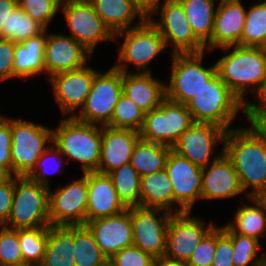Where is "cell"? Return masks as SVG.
<instances>
[{
	"mask_svg": "<svg viewBox=\"0 0 266 266\" xmlns=\"http://www.w3.org/2000/svg\"><path fill=\"white\" fill-rule=\"evenodd\" d=\"M224 154L233 163L243 191L250 186L248 197L266 191V145L250 128L230 129L223 142Z\"/></svg>",
	"mask_w": 266,
	"mask_h": 266,
	"instance_id": "cell-1",
	"label": "cell"
},
{
	"mask_svg": "<svg viewBox=\"0 0 266 266\" xmlns=\"http://www.w3.org/2000/svg\"><path fill=\"white\" fill-rule=\"evenodd\" d=\"M234 49L216 63L217 74L224 84L246 104L244 93L252 84L257 93L266 79V49L250 46H226L220 49Z\"/></svg>",
	"mask_w": 266,
	"mask_h": 266,
	"instance_id": "cell-2",
	"label": "cell"
},
{
	"mask_svg": "<svg viewBox=\"0 0 266 266\" xmlns=\"http://www.w3.org/2000/svg\"><path fill=\"white\" fill-rule=\"evenodd\" d=\"M52 130V143L62 156L79 161L82 171L97 172L101 152L102 129L67 117Z\"/></svg>",
	"mask_w": 266,
	"mask_h": 266,
	"instance_id": "cell-3",
	"label": "cell"
},
{
	"mask_svg": "<svg viewBox=\"0 0 266 266\" xmlns=\"http://www.w3.org/2000/svg\"><path fill=\"white\" fill-rule=\"evenodd\" d=\"M185 105L193 122L216 124L227 131L238 111L243 110L245 113V104L224 84L218 74Z\"/></svg>",
	"mask_w": 266,
	"mask_h": 266,
	"instance_id": "cell-4",
	"label": "cell"
},
{
	"mask_svg": "<svg viewBox=\"0 0 266 266\" xmlns=\"http://www.w3.org/2000/svg\"><path fill=\"white\" fill-rule=\"evenodd\" d=\"M49 189L28 177L15 176L13 203L4 226L17 230L49 227Z\"/></svg>",
	"mask_w": 266,
	"mask_h": 266,
	"instance_id": "cell-5",
	"label": "cell"
},
{
	"mask_svg": "<svg viewBox=\"0 0 266 266\" xmlns=\"http://www.w3.org/2000/svg\"><path fill=\"white\" fill-rule=\"evenodd\" d=\"M172 54V70L170 84L166 85V98L186 104L217 74L216 63L209 68L202 66L204 52Z\"/></svg>",
	"mask_w": 266,
	"mask_h": 266,
	"instance_id": "cell-6",
	"label": "cell"
},
{
	"mask_svg": "<svg viewBox=\"0 0 266 266\" xmlns=\"http://www.w3.org/2000/svg\"><path fill=\"white\" fill-rule=\"evenodd\" d=\"M119 35H124V42L120 48L118 63L113 67L122 73L128 72L127 62L135 64L137 71L140 69L142 73L150 72L147 65L166 48L164 38L148 18L140 19L138 24L114 36Z\"/></svg>",
	"mask_w": 266,
	"mask_h": 266,
	"instance_id": "cell-7",
	"label": "cell"
},
{
	"mask_svg": "<svg viewBox=\"0 0 266 266\" xmlns=\"http://www.w3.org/2000/svg\"><path fill=\"white\" fill-rule=\"evenodd\" d=\"M12 173L17 177H27L35 168L37 160L52 141V130L27 120L11 119Z\"/></svg>",
	"mask_w": 266,
	"mask_h": 266,
	"instance_id": "cell-8",
	"label": "cell"
},
{
	"mask_svg": "<svg viewBox=\"0 0 266 266\" xmlns=\"http://www.w3.org/2000/svg\"><path fill=\"white\" fill-rule=\"evenodd\" d=\"M193 123L185 104L166 98L159 107L145 113L139 136L145 141L173 147Z\"/></svg>",
	"mask_w": 266,
	"mask_h": 266,
	"instance_id": "cell-9",
	"label": "cell"
},
{
	"mask_svg": "<svg viewBox=\"0 0 266 266\" xmlns=\"http://www.w3.org/2000/svg\"><path fill=\"white\" fill-rule=\"evenodd\" d=\"M122 93L121 71L111 67L104 74L98 72L80 114L73 117L84 123L107 125Z\"/></svg>",
	"mask_w": 266,
	"mask_h": 266,
	"instance_id": "cell-10",
	"label": "cell"
},
{
	"mask_svg": "<svg viewBox=\"0 0 266 266\" xmlns=\"http://www.w3.org/2000/svg\"><path fill=\"white\" fill-rule=\"evenodd\" d=\"M62 11L71 37L93 53L100 41H115V36L88 0H63Z\"/></svg>",
	"mask_w": 266,
	"mask_h": 266,
	"instance_id": "cell-11",
	"label": "cell"
},
{
	"mask_svg": "<svg viewBox=\"0 0 266 266\" xmlns=\"http://www.w3.org/2000/svg\"><path fill=\"white\" fill-rule=\"evenodd\" d=\"M164 38L166 47L173 44L172 53H201L205 45L194 35L182 4L178 0H164L160 20L147 17ZM171 42V43H170Z\"/></svg>",
	"mask_w": 266,
	"mask_h": 266,
	"instance_id": "cell-12",
	"label": "cell"
},
{
	"mask_svg": "<svg viewBox=\"0 0 266 266\" xmlns=\"http://www.w3.org/2000/svg\"><path fill=\"white\" fill-rule=\"evenodd\" d=\"M87 202V173L66 187H59L54 193L49 189L50 225H85Z\"/></svg>",
	"mask_w": 266,
	"mask_h": 266,
	"instance_id": "cell-13",
	"label": "cell"
},
{
	"mask_svg": "<svg viewBox=\"0 0 266 266\" xmlns=\"http://www.w3.org/2000/svg\"><path fill=\"white\" fill-rule=\"evenodd\" d=\"M189 213L171 215L164 257L187 263L201 240L215 226L211 223L206 227L202 219L191 217Z\"/></svg>",
	"mask_w": 266,
	"mask_h": 266,
	"instance_id": "cell-14",
	"label": "cell"
},
{
	"mask_svg": "<svg viewBox=\"0 0 266 266\" xmlns=\"http://www.w3.org/2000/svg\"><path fill=\"white\" fill-rule=\"evenodd\" d=\"M226 132L227 130L216 124L194 122L180 135L172 150L203 169L224 153L222 148V152L210 162L213 147L220 141L224 142Z\"/></svg>",
	"mask_w": 266,
	"mask_h": 266,
	"instance_id": "cell-15",
	"label": "cell"
},
{
	"mask_svg": "<svg viewBox=\"0 0 266 266\" xmlns=\"http://www.w3.org/2000/svg\"><path fill=\"white\" fill-rule=\"evenodd\" d=\"M164 212L157 218L158 212ZM171 213L163 209L132 207L133 245L157 259L166 251V232Z\"/></svg>",
	"mask_w": 266,
	"mask_h": 266,
	"instance_id": "cell-16",
	"label": "cell"
},
{
	"mask_svg": "<svg viewBox=\"0 0 266 266\" xmlns=\"http://www.w3.org/2000/svg\"><path fill=\"white\" fill-rule=\"evenodd\" d=\"M165 170L173 186V204H179L177 213L190 212L194 202L201 198L202 169L171 150Z\"/></svg>",
	"mask_w": 266,
	"mask_h": 266,
	"instance_id": "cell-17",
	"label": "cell"
},
{
	"mask_svg": "<svg viewBox=\"0 0 266 266\" xmlns=\"http://www.w3.org/2000/svg\"><path fill=\"white\" fill-rule=\"evenodd\" d=\"M97 73L85 65L80 69L62 72L49 78L56 101L64 114L71 113L69 117H73L74 110L83 107Z\"/></svg>",
	"mask_w": 266,
	"mask_h": 266,
	"instance_id": "cell-18",
	"label": "cell"
},
{
	"mask_svg": "<svg viewBox=\"0 0 266 266\" xmlns=\"http://www.w3.org/2000/svg\"><path fill=\"white\" fill-rule=\"evenodd\" d=\"M85 225L93 233L97 245L107 259L133 245L130 208L117 215L88 221Z\"/></svg>",
	"mask_w": 266,
	"mask_h": 266,
	"instance_id": "cell-19",
	"label": "cell"
},
{
	"mask_svg": "<svg viewBox=\"0 0 266 266\" xmlns=\"http://www.w3.org/2000/svg\"><path fill=\"white\" fill-rule=\"evenodd\" d=\"M91 54L92 52L71 36L48 34L44 48L45 73L51 77L80 69L87 64L86 57Z\"/></svg>",
	"mask_w": 266,
	"mask_h": 266,
	"instance_id": "cell-20",
	"label": "cell"
},
{
	"mask_svg": "<svg viewBox=\"0 0 266 266\" xmlns=\"http://www.w3.org/2000/svg\"><path fill=\"white\" fill-rule=\"evenodd\" d=\"M139 139L138 131L102 126L101 152L97 172L108 174L130 162L134 146Z\"/></svg>",
	"mask_w": 266,
	"mask_h": 266,
	"instance_id": "cell-21",
	"label": "cell"
},
{
	"mask_svg": "<svg viewBox=\"0 0 266 266\" xmlns=\"http://www.w3.org/2000/svg\"><path fill=\"white\" fill-rule=\"evenodd\" d=\"M246 10L240 0L220 2L216 8L211 39L205 48L239 45L245 25Z\"/></svg>",
	"mask_w": 266,
	"mask_h": 266,
	"instance_id": "cell-22",
	"label": "cell"
},
{
	"mask_svg": "<svg viewBox=\"0 0 266 266\" xmlns=\"http://www.w3.org/2000/svg\"><path fill=\"white\" fill-rule=\"evenodd\" d=\"M87 186L86 223L97 218L117 215L127 209L120 201L107 174L87 172Z\"/></svg>",
	"mask_w": 266,
	"mask_h": 266,
	"instance_id": "cell-23",
	"label": "cell"
},
{
	"mask_svg": "<svg viewBox=\"0 0 266 266\" xmlns=\"http://www.w3.org/2000/svg\"><path fill=\"white\" fill-rule=\"evenodd\" d=\"M242 192L233 163L224 153L202 169L201 198H230Z\"/></svg>",
	"mask_w": 266,
	"mask_h": 266,
	"instance_id": "cell-24",
	"label": "cell"
},
{
	"mask_svg": "<svg viewBox=\"0 0 266 266\" xmlns=\"http://www.w3.org/2000/svg\"><path fill=\"white\" fill-rule=\"evenodd\" d=\"M123 94L144 113L159 107L166 99V85L147 73H122Z\"/></svg>",
	"mask_w": 266,
	"mask_h": 266,
	"instance_id": "cell-25",
	"label": "cell"
},
{
	"mask_svg": "<svg viewBox=\"0 0 266 266\" xmlns=\"http://www.w3.org/2000/svg\"><path fill=\"white\" fill-rule=\"evenodd\" d=\"M46 30L15 43L13 77L27 78L45 72L44 48L48 35L45 34Z\"/></svg>",
	"mask_w": 266,
	"mask_h": 266,
	"instance_id": "cell-26",
	"label": "cell"
},
{
	"mask_svg": "<svg viewBox=\"0 0 266 266\" xmlns=\"http://www.w3.org/2000/svg\"><path fill=\"white\" fill-rule=\"evenodd\" d=\"M173 205V186L165 169L141 176L140 207L163 209L171 214Z\"/></svg>",
	"mask_w": 266,
	"mask_h": 266,
	"instance_id": "cell-27",
	"label": "cell"
},
{
	"mask_svg": "<svg viewBox=\"0 0 266 266\" xmlns=\"http://www.w3.org/2000/svg\"><path fill=\"white\" fill-rule=\"evenodd\" d=\"M74 226L48 227L46 252L39 266H75Z\"/></svg>",
	"mask_w": 266,
	"mask_h": 266,
	"instance_id": "cell-28",
	"label": "cell"
},
{
	"mask_svg": "<svg viewBox=\"0 0 266 266\" xmlns=\"http://www.w3.org/2000/svg\"><path fill=\"white\" fill-rule=\"evenodd\" d=\"M88 1L114 35L120 31L130 29V24L137 15L140 19L147 18L131 0Z\"/></svg>",
	"mask_w": 266,
	"mask_h": 266,
	"instance_id": "cell-29",
	"label": "cell"
},
{
	"mask_svg": "<svg viewBox=\"0 0 266 266\" xmlns=\"http://www.w3.org/2000/svg\"><path fill=\"white\" fill-rule=\"evenodd\" d=\"M171 146L139 139L134 146L130 164L140 176L165 169Z\"/></svg>",
	"mask_w": 266,
	"mask_h": 266,
	"instance_id": "cell-30",
	"label": "cell"
},
{
	"mask_svg": "<svg viewBox=\"0 0 266 266\" xmlns=\"http://www.w3.org/2000/svg\"><path fill=\"white\" fill-rule=\"evenodd\" d=\"M257 206L244 205L238 208L235 214V222H229L227 226L237 234L253 237L259 240V236L266 234V208L258 197H248Z\"/></svg>",
	"mask_w": 266,
	"mask_h": 266,
	"instance_id": "cell-31",
	"label": "cell"
},
{
	"mask_svg": "<svg viewBox=\"0 0 266 266\" xmlns=\"http://www.w3.org/2000/svg\"><path fill=\"white\" fill-rule=\"evenodd\" d=\"M186 13L194 35L205 45L214 25V0H178Z\"/></svg>",
	"mask_w": 266,
	"mask_h": 266,
	"instance_id": "cell-32",
	"label": "cell"
},
{
	"mask_svg": "<svg viewBox=\"0 0 266 266\" xmlns=\"http://www.w3.org/2000/svg\"><path fill=\"white\" fill-rule=\"evenodd\" d=\"M118 194L120 201L128 209L140 207V178L130 162L107 174Z\"/></svg>",
	"mask_w": 266,
	"mask_h": 266,
	"instance_id": "cell-33",
	"label": "cell"
},
{
	"mask_svg": "<svg viewBox=\"0 0 266 266\" xmlns=\"http://www.w3.org/2000/svg\"><path fill=\"white\" fill-rule=\"evenodd\" d=\"M74 243L75 266H100L107 260L86 225L74 226Z\"/></svg>",
	"mask_w": 266,
	"mask_h": 266,
	"instance_id": "cell-34",
	"label": "cell"
},
{
	"mask_svg": "<svg viewBox=\"0 0 266 266\" xmlns=\"http://www.w3.org/2000/svg\"><path fill=\"white\" fill-rule=\"evenodd\" d=\"M239 46L266 47V1L252 5L246 12Z\"/></svg>",
	"mask_w": 266,
	"mask_h": 266,
	"instance_id": "cell-35",
	"label": "cell"
},
{
	"mask_svg": "<svg viewBox=\"0 0 266 266\" xmlns=\"http://www.w3.org/2000/svg\"><path fill=\"white\" fill-rule=\"evenodd\" d=\"M23 265H40L46 252L48 227L18 229Z\"/></svg>",
	"mask_w": 266,
	"mask_h": 266,
	"instance_id": "cell-36",
	"label": "cell"
},
{
	"mask_svg": "<svg viewBox=\"0 0 266 266\" xmlns=\"http://www.w3.org/2000/svg\"><path fill=\"white\" fill-rule=\"evenodd\" d=\"M223 229L232 239L234 266L266 265V254H263V256L259 259L256 257V251L259 248V240L253 237L234 233L227 225L223 227ZM250 263L251 265H249Z\"/></svg>",
	"mask_w": 266,
	"mask_h": 266,
	"instance_id": "cell-37",
	"label": "cell"
},
{
	"mask_svg": "<svg viewBox=\"0 0 266 266\" xmlns=\"http://www.w3.org/2000/svg\"><path fill=\"white\" fill-rule=\"evenodd\" d=\"M145 113L123 93L114 108L109 127L140 131Z\"/></svg>",
	"mask_w": 266,
	"mask_h": 266,
	"instance_id": "cell-38",
	"label": "cell"
},
{
	"mask_svg": "<svg viewBox=\"0 0 266 266\" xmlns=\"http://www.w3.org/2000/svg\"><path fill=\"white\" fill-rule=\"evenodd\" d=\"M45 28L33 20L20 7H17L8 17L6 22V39L20 43L32 36L38 35Z\"/></svg>",
	"mask_w": 266,
	"mask_h": 266,
	"instance_id": "cell-39",
	"label": "cell"
},
{
	"mask_svg": "<svg viewBox=\"0 0 266 266\" xmlns=\"http://www.w3.org/2000/svg\"><path fill=\"white\" fill-rule=\"evenodd\" d=\"M0 266H22L18 230L0 226Z\"/></svg>",
	"mask_w": 266,
	"mask_h": 266,
	"instance_id": "cell-40",
	"label": "cell"
},
{
	"mask_svg": "<svg viewBox=\"0 0 266 266\" xmlns=\"http://www.w3.org/2000/svg\"><path fill=\"white\" fill-rule=\"evenodd\" d=\"M63 0H17L20 7L33 20L45 29L51 19L56 15Z\"/></svg>",
	"mask_w": 266,
	"mask_h": 266,
	"instance_id": "cell-41",
	"label": "cell"
},
{
	"mask_svg": "<svg viewBox=\"0 0 266 266\" xmlns=\"http://www.w3.org/2000/svg\"><path fill=\"white\" fill-rule=\"evenodd\" d=\"M217 227L214 226L201 240L187 266H211L216 253Z\"/></svg>",
	"mask_w": 266,
	"mask_h": 266,
	"instance_id": "cell-42",
	"label": "cell"
},
{
	"mask_svg": "<svg viewBox=\"0 0 266 266\" xmlns=\"http://www.w3.org/2000/svg\"><path fill=\"white\" fill-rule=\"evenodd\" d=\"M110 259L116 266H154L155 260L135 245L120 250Z\"/></svg>",
	"mask_w": 266,
	"mask_h": 266,
	"instance_id": "cell-43",
	"label": "cell"
},
{
	"mask_svg": "<svg viewBox=\"0 0 266 266\" xmlns=\"http://www.w3.org/2000/svg\"><path fill=\"white\" fill-rule=\"evenodd\" d=\"M233 245L231 237L223 227H217L216 253L211 266H234Z\"/></svg>",
	"mask_w": 266,
	"mask_h": 266,
	"instance_id": "cell-44",
	"label": "cell"
},
{
	"mask_svg": "<svg viewBox=\"0 0 266 266\" xmlns=\"http://www.w3.org/2000/svg\"><path fill=\"white\" fill-rule=\"evenodd\" d=\"M52 147V148H51ZM47 148L44 153L41 155V157L37 160L36 166L33 169V171L27 176L29 179H31L34 182H37L40 185H44L49 187V183L46 177V173H49L50 171L45 169V165L43 166L44 162H46L47 160L45 159H52L51 156H53V159L55 160L54 162H56L55 164L57 165V167H61L62 164V159L60 158V155H62V153L60 152V150L54 145ZM60 154V155H59ZM59 155V159H55L57 158ZM45 160V161H44ZM60 161V162H59ZM43 166V167H42ZM49 167V166H48ZM58 168L54 169V172L58 170ZM37 170H40V172H37ZM48 175V174H47Z\"/></svg>",
	"mask_w": 266,
	"mask_h": 266,
	"instance_id": "cell-45",
	"label": "cell"
},
{
	"mask_svg": "<svg viewBox=\"0 0 266 266\" xmlns=\"http://www.w3.org/2000/svg\"><path fill=\"white\" fill-rule=\"evenodd\" d=\"M11 145V119L5 118L0 122V166L12 175Z\"/></svg>",
	"mask_w": 266,
	"mask_h": 266,
	"instance_id": "cell-46",
	"label": "cell"
},
{
	"mask_svg": "<svg viewBox=\"0 0 266 266\" xmlns=\"http://www.w3.org/2000/svg\"><path fill=\"white\" fill-rule=\"evenodd\" d=\"M15 177L0 183V226L7 224L14 197Z\"/></svg>",
	"mask_w": 266,
	"mask_h": 266,
	"instance_id": "cell-47",
	"label": "cell"
},
{
	"mask_svg": "<svg viewBox=\"0 0 266 266\" xmlns=\"http://www.w3.org/2000/svg\"><path fill=\"white\" fill-rule=\"evenodd\" d=\"M15 43L0 38V80L13 78Z\"/></svg>",
	"mask_w": 266,
	"mask_h": 266,
	"instance_id": "cell-48",
	"label": "cell"
},
{
	"mask_svg": "<svg viewBox=\"0 0 266 266\" xmlns=\"http://www.w3.org/2000/svg\"><path fill=\"white\" fill-rule=\"evenodd\" d=\"M244 114L251 122V128L266 145V112H245Z\"/></svg>",
	"mask_w": 266,
	"mask_h": 266,
	"instance_id": "cell-49",
	"label": "cell"
},
{
	"mask_svg": "<svg viewBox=\"0 0 266 266\" xmlns=\"http://www.w3.org/2000/svg\"><path fill=\"white\" fill-rule=\"evenodd\" d=\"M18 7L17 0H0V38L6 39V22L9 15Z\"/></svg>",
	"mask_w": 266,
	"mask_h": 266,
	"instance_id": "cell-50",
	"label": "cell"
},
{
	"mask_svg": "<svg viewBox=\"0 0 266 266\" xmlns=\"http://www.w3.org/2000/svg\"><path fill=\"white\" fill-rule=\"evenodd\" d=\"M256 95L259 98V104L247 102L245 104V112H266V79L262 83Z\"/></svg>",
	"mask_w": 266,
	"mask_h": 266,
	"instance_id": "cell-51",
	"label": "cell"
},
{
	"mask_svg": "<svg viewBox=\"0 0 266 266\" xmlns=\"http://www.w3.org/2000/svg\"><path fill=\"white\" fill-rule=\"evenodd\" d=\"M138 9L146 16L151 17L157 13L160 7V0H131Z\"/></svg>",
	"mask_w": 266,
	"mask_h": 266,
	"instance_id": "cell-52",
	"label": "cell"
},
{
	"mask_svg": "<svg viewBox=\"0 0 266 266\" xmlns=\"http://www.w3.org/2000/svg\"><path fill=\"white\" fill-rule=\"evenodd\" d=\"M154 266H187L185 262L160 257L154 260Z\"/></svg>",
	"mask_w": 266,
	"mask_h": 266,
	"instance_id": "cell-53",
	"label": "cell"
},
{
	"mask_svg": "<svg viewBox=\"0 0 266 266\" xmlns=\"http://www.w3.org/2000/svg\"><path fill=\"white\" fill-rule=\"evenodd\" d=\"M11 176L5 168L0 166V183L8 180Z\"/></svg>",
	"mask_w": 266,
	"mask_h": 266,
	"instance_id": "cell-54",
	"label": "cell"
},
{
	"mask_svg": "<svg viewBox=\"0 0 266 266\" xmlns=\"http://www.w3.org/2000/svg\"><path fill=\"white\" fill-rule=\"evenodd\" d=\"M259 200L264 204L265 208H266V191L262 192L259 196H258Z\"/></svg>",
	"mask_w": 266,
	"mask_h": 266,
	"instance_id": "cell-55",
	"label": "cell"
},
{
	"mask_svg": "<svg viewBox=\"0 0 266 266\" xmlns=\"http://www.w3.org/2000/svg\"><path fill=\"white\" fill-rule=\"evenodd\" d=\"M100 266H116L111 259H107L103 264Z\"/></svg>",
	"mask_w": 266,
	"mask_h": 266,
	"instance_id": "cell-56",
	"label": "cell"
},
{
	"mask_svg": "<svg viewBox=\"0 0 266 266\" xmlns=\"http://www.w3.org/2000/svg\"><path fill=\"white\" fill-rule=\"evenodd\" d=\"M216 1V0H214ZM226 1H232V0H220L219 2H226Z\"/></svg>",
	"mask_w": 266,
	"mask_h": 266,
	"instance_id": "cell-57",
	"label": "cell"
},
{
	"mask_svg": "<svg viewBox=\"0 0 266 266\" xmlns=\"http://www.w3.org/2000/svg\"><path fill=\"white\" fill-rule=\"evenodd\" d=\"M5 119L2 115H0V122Z\"/></svg>",
	"mask_w": 266,
	"mask_h": 266,
	"instance_id": "cell-58",
	"label": "cell"
},
{
	"mask_svg": "<svg viewBox=\"0 0 266 266\" xmlns=\"http://www.w3.org/2000/svg\"><path fill=\"white\" fill-rule=\"evenodd\" d=\"M22 266H38V265H28V264H25V265H22Z\"/></svg>",
	"mask_w": 266,
	"mask_h": 266,
	"instance_id": "cell-59",
	"label": "cell"
}]
</instances>
